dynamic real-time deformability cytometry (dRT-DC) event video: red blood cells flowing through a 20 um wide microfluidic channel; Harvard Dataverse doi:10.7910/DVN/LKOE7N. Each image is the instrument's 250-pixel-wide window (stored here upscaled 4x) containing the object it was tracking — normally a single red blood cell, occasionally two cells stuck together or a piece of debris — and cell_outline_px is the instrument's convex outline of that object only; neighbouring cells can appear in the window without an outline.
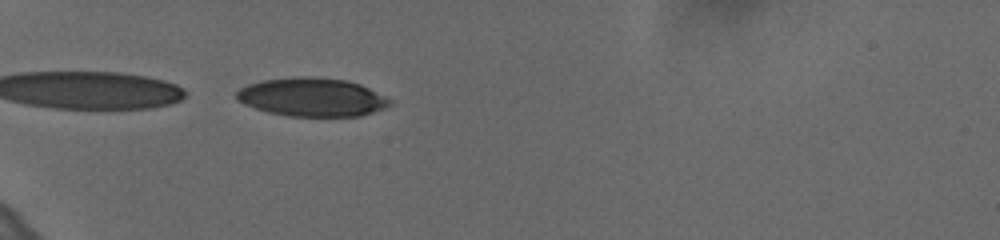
{"species": "human", "species_latin": "Homo sapiens", "temperature_condition": "cold", "stored_images_in_passage": 39, "camera_frame_rate_fps": 3000, "um_per_image_px": 0.085, "donor": {"sex": "female"}, "frame": {"image": 1, "passage_image": 1, "time_ms": 0.0, "image_size_px": [1000, 240], "cell_outline_px": [[392, 104], [384, 108], [360, 116], [288, 116], [268, 112], [244, 104], [236, 100], [236, 92], [240, 88], [248, 84], [260, 80], [292, 76], [312, 76], [348, 80], [360, 84], [392, 100]], "centroid_in_image_um": [26.49, 8.24], "position_along_channel_um": 58.5, "area_um2": 34.62}}
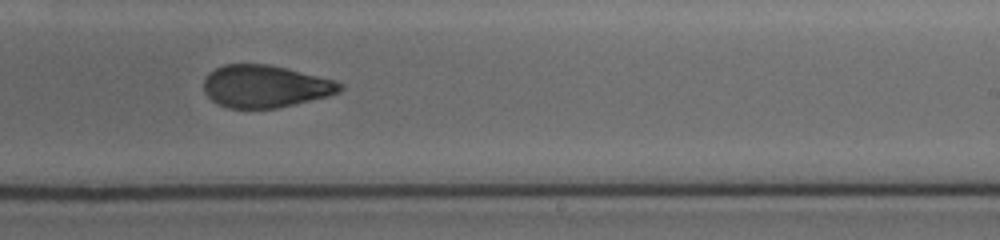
{"frame": {"image": 2, "passage_image": 20, "time_ms": 6.333, "image_size_px": [1000, 240], "cell_outline_px": [[344, 88], [340, 92], [328, 96], [276, 108], [228, 108], [216, 104], [204, 92], [204, 80], [208, 72], [224, 64], [268, 64], [332, 80], [344, 84]], "centroid_in_image_um": [22.5, 7.34], "position_along_channel_um": 266.5, "area_um2": 33.41}}
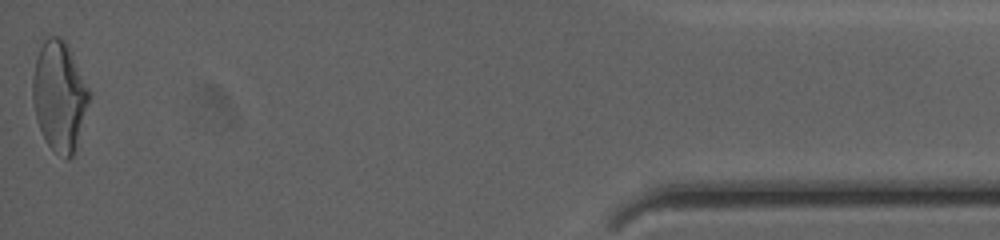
{"frame": {"image": 3, "passage_image": 39, "time_ms": 12.667, "image_size_px": [1000, 240], "cell_outline_px": [[92, 96], [72, 156], [68, 160], [56, 152], [48, 144], [40, 128], [36, 116], [32, 100], [32, 80], [36, 56], [44, 40], [48, 36], [60, 36], [68, 44], [92, 92]], "centroid_in_image_um": [5.07, 8.11], "position_along_channel_um": 430.1, "area_um2": 36.3}, "authors_computed_cell_mechanics": {"area_um2": 35.2002, "velocity_mm_per_s": 3.6367, "shape_relaxation_time_tau1_ms": 5.8598, "shape_relaxation_time_tau2_ms": 1.8999, "deformation_change_tau1": 0.1731, "deformation_change_tau2": 0.0812}}